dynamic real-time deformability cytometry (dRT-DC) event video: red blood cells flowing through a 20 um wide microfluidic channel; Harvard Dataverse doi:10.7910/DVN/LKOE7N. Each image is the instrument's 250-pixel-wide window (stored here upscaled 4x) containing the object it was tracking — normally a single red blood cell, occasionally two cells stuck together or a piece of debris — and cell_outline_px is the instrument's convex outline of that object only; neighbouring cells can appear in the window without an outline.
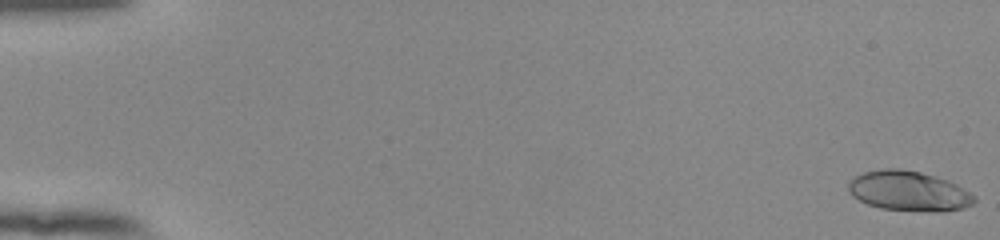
{"species": "human", "species_latin": "Homo sapiens", "temperature_condition": "room temperature", "stored_images_in_passage": 54, "camera_frame_rate_fps": 3000, "um_per_image_px": 0.085, "donor": {"sex": "female"}, "frame": {"image": 1, "passage_image": 1, "time_ms": 0.0, "image_size_px": [1000, 240], "cell_outline_px": [[976, 200], [972, 204], [964, 208], [944, 212], [932, 212], [880, 208], [868, 204], [852, 196], [848, 188], [848, 184], [856, 176], [864, 172], [884, 168], [900, 168], [920, 172], [936, 176], [948, 180], [956, 184], [976, 196]], "centroid_in_image_um": [77.28, 16.24], "position_along_channel_um": 7.7, "area_um2": 29.36}}
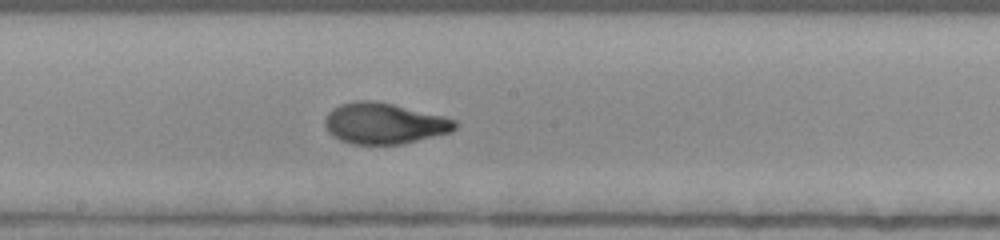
{"frame": {"image": 2, "passage_image": 31, "time_ms": 10.0, "image_size_px": [1000, 240], "cell_outline_px": [[460, 124], [452, 132], [400, 144], [352, 144], [340, 140], [332, 136], [328, 132], [324, 124], [324, 120], [328, 112], [332, 108], [340, 104], [356, 100], [372, 100], [392, 104], [444, 116], [456, 120]], "centroid_in_image_um": [32.64, 10.49], "position_along_channel_um": 215.6, "area_um2": 31.21}}
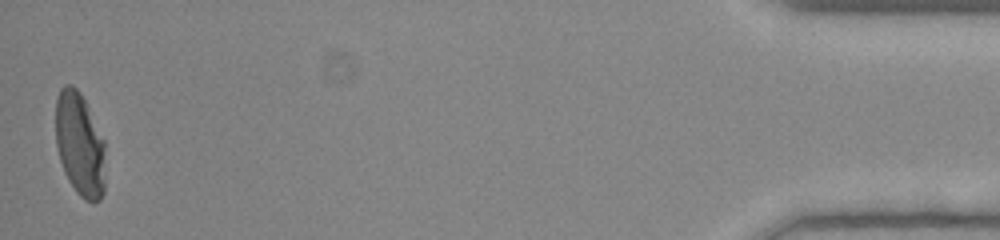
{"frame": {"image": 3, "passage_image": 54, "time_ms": 17.667, "image_size_px": [1000, 240], "cell_outline_px": [[104, 192], [100, 200], [84, 200], [76, 192], [68, 180], [64, 172], [60, 160], [56, 144], [56, 96], [60, 88], [64, 84], [72, 84], [80, 92], [104, 140]], "centroid_in_image_um": [6.76, 12.26], "position_along_channel_um": 428.4, "area_um2": 29.94}, "authors_computed_cell_mechanics": {"area_um2": 29.8826, "velocity_mm_per_s": 3.8802, "shape_relaxation_time_tau1_ms": 4.5409, "shape_relaxation_time_tau2_ms": 0.8746, "deformation_change_tau1": 0.2256, "deformation_change_tau2": 0.0582}}